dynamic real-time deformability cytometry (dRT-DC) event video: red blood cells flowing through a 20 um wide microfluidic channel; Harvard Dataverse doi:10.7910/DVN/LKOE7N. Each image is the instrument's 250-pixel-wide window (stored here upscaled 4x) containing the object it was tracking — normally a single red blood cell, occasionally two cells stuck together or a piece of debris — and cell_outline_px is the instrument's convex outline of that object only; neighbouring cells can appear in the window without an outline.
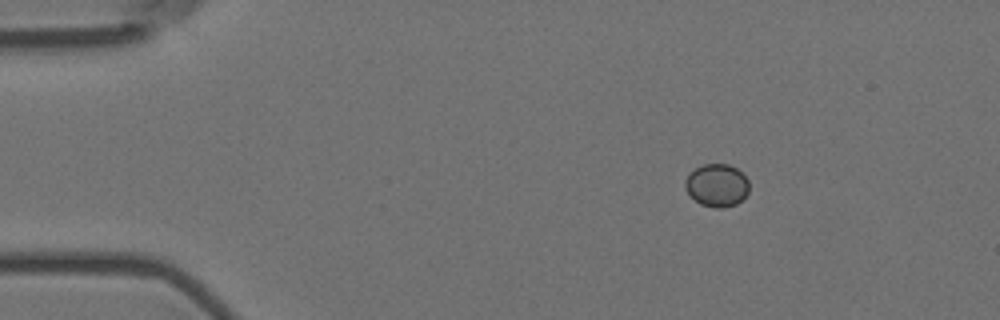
{"species": "Egyptian fruit bat (a non-hibernating species)", "species_latin": "Rousettus aegyptiacus", "temperature_condition": "room temperature", "stored_images_in_passage": 9, "camera_frame_rate_fps": 3000, "um_per_image_px": 0.085, "animal": {"sex": "female"}, "frame": {"image": 1, "passage_image": 1, "time_ms": 0.0, "image_size_px": [1000, 320], "cell_outline_px": [[748, 192], [736, 204], [724, 208], [712, 208], [700, 204], [684, 188], [684, 180], [688, 172], [704, 164], [728, 164], [736, 168], [748, 180]], "centroid_in_image_um": [60.9, 15.75], "position_along_channel_um": 24.1, "area_um2": 15.95}}
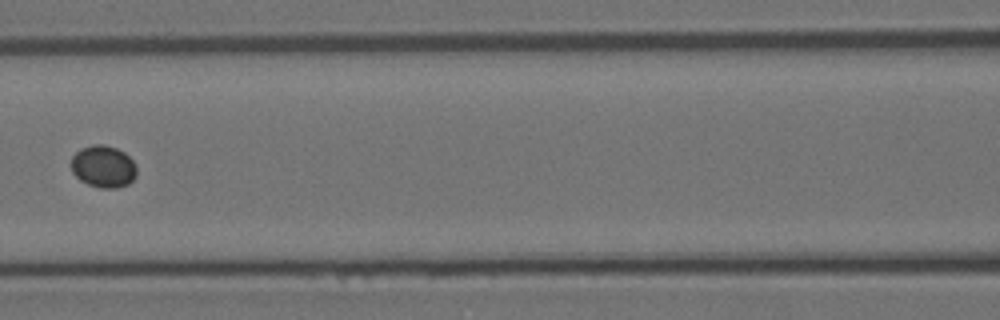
{"frame": {"image": 2, "passage_image": 6, "time_ms": 1.667, "image_size_px": [1000, 320], "cell_outline_px": [[136, 176], [128, 184], [116, 188], [100, 188], [88, 184], [80, 180], [72, 172], [72, 156], [80, 148], [92, 144], [104, 144], [116, 148], [124, 152], [136, 164]], "centroid_in_image_um": [8.78, 14.15], "position_along_channel_um": 157.8, "area_um2": 16.13}}
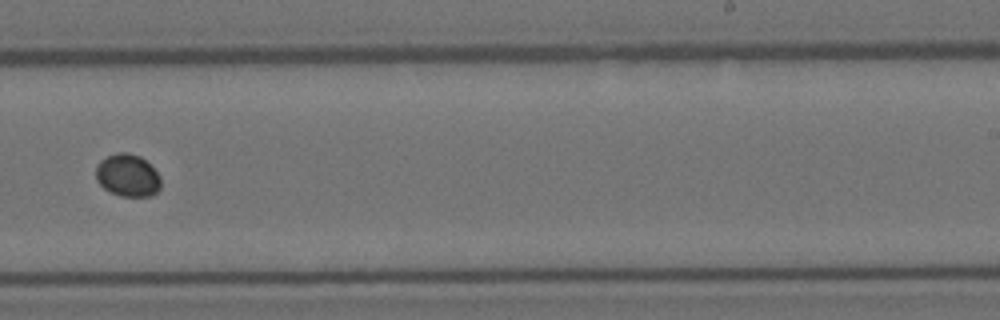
{"frame": {"image": 3, "passage_image": 9, "time_ms": 2.667, "image_size_px": [1000, 320], "cell_outline_px": [[160, 188], [152, 196], [120, 196], [104, 188], [96, 180], [96, 164], [100, 160], [116, 152], [128, 152], [140, 156], [160, 176]], "centroid_in_image_um": [10.83, 14.9], "position_along_channel_um": 278.2, "area_um2": 16.01}}